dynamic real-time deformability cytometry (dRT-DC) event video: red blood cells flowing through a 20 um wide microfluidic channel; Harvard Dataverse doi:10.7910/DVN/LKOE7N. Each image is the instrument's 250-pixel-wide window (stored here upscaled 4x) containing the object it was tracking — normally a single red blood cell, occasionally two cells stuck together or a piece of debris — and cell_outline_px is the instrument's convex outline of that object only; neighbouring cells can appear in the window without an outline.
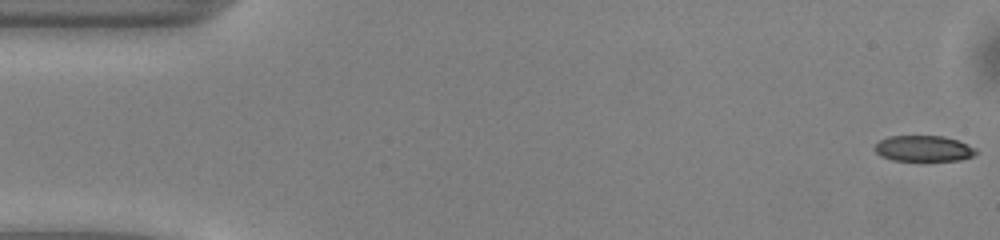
{"species": "common noctule bat (a hibernating species)", "species_latin": "Nyctalus noctula", "temperature_condition": "warm", "stored_images_in_passage": 50, "camera_frame_rate_fps": 3000, "um_per_image_px": 0.085, "animal": {"sex": "male", "body_mass_g": 13.0, "forearm_length_mm": 53.1}, "frame": {"image": 1, "passage_image": 1, "time_ms": 0.0, "image_size_px": [1000, 240], "cell_outline_px": [[980, 152], [972, 156], [960, 160], [924, 164], [892, 160], [880, 156], [872, 148], [880, 140], [888, 136], [944, 136], [956, 140], [976, 148]], "centroid_in_image_um": [78.5, 12.69], "position_along_channel_um": 6.5, "area_um2": 16.24}}
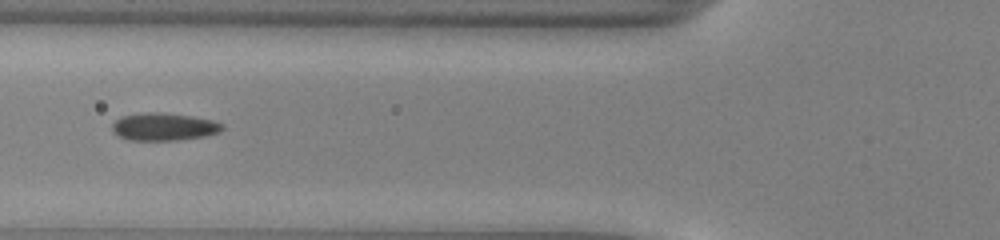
{"frame": {"image": 2, "passage_image": 19, "time_ms": 6.0, "image_size_px": [1000, 240], "cell_outline_px": [[224, 128], [220, 132], [204, 136], [176, 140], [128, 140], [112, 132], [112, 124], [120, 116], [144, 112], [164, 112], [192, 116], [212, 120], [224, 124]], "centroid_in_image_um": [13.92, 10.76], "position_along_channel_um": 111.9, "area_um2": 17.86}}
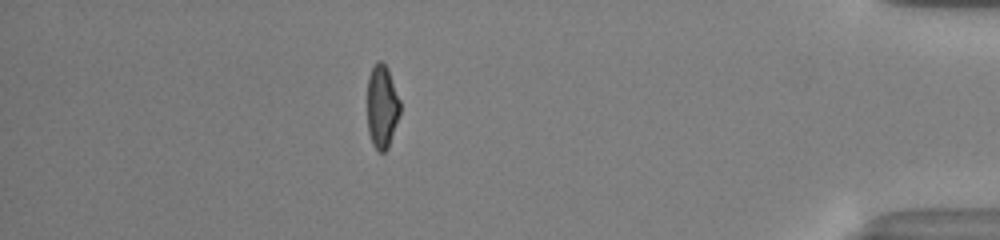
{"frame": {"image": 3, "passage_image": 44, "time_ms": 14.333, "image_size_px": [1000, 240], "cell_outline_px": [[400, 112], [388, 148], [384, 152], [380, 152], [372, 144], [368, 132], [368, 76], [376, 60], [380, 60], [388, 68], [400, 100]], "centroid_in_image_um": [32.47, 9.04], "position_along_channel_um": 402.7, "area_um2": 15.9}, "authors_computed_cell_mechanics": {"area_um2": 16.9932, "velocity_mm_per_s": 4.097, "shape_relaxation_time_tau1_ms": 4.6533, "shape_relaxation_time_tau2_ms": 1.9875, "deformation_change_tau1": 0.1493, "deformation_change_tau2": 0.0961}}